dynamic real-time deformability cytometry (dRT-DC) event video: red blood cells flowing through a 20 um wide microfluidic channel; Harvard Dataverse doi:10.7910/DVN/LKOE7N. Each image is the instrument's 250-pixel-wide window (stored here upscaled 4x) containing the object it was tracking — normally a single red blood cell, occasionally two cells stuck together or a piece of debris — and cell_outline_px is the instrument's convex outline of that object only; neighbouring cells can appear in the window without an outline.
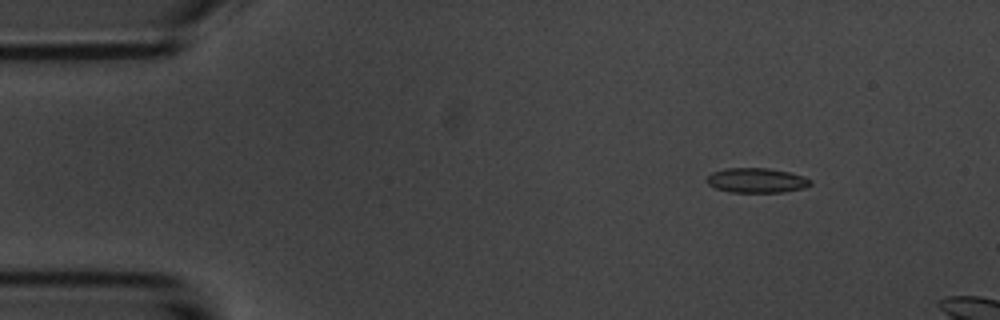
{"species": "common noctule bat (a hibernating species)", "species_latin": "Nyctalus noctula", "temperature_condition": "room temperature", "stored_images_in_passage": 4, "camera_frame_rate_fps": 3000, "um_per_image_px": 0.085, "animal": {"sex": "male", "body_mass_g": 20.1, "forearm_length_mm": 53.5}, "frame": {"image": 1, "passage_image": 2, "time_ms": 1.0, "image_size_px": [1000, 320], "cell_outline_px": [[812, 184], [804, 188], [780, 192], [728, 192], [716, 188], [708, 184], [704, 180], [712, 172], [724, 168], [768, 168], [788, 172], [804, 176], [812, 180]], "centroid_in_image_um": [64.29, 15.33], "position_along_channel_um": 20.7, "area_um2": 15.03}}